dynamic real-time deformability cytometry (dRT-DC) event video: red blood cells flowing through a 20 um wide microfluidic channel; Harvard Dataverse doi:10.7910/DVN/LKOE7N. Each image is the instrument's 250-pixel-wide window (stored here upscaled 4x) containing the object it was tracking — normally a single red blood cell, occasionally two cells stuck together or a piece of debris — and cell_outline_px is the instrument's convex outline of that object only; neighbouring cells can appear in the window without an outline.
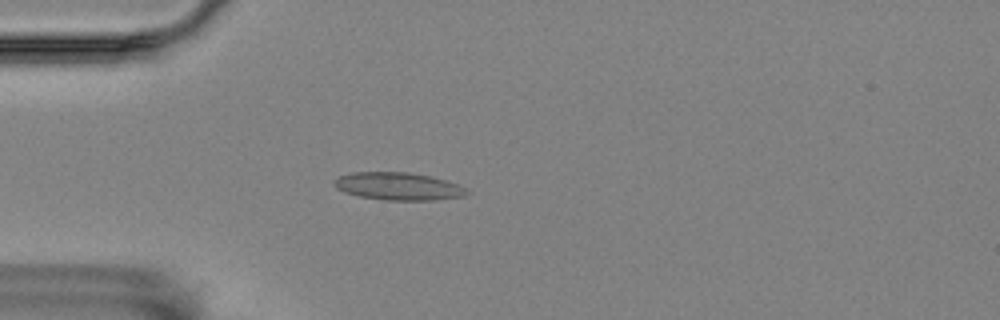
{"species": "Egyptian fruit bat (a non-hibernating species)", "species_latin": "Rousettus aegyptiacus", "temperature_condition": "room temperature", "stored_images_in_passage": 45, "camera_frame_rate_fps": 3000, "um_per_image_px": 0.085, "animal": {"sex": "female"}, "frame": {"image": 1, "passage_image": 4, "time_ms": 1.0, "image_size_px": [1000, 320], "cell_outline_px": [[472, 192], [464, 196], [436, 200], [384, 200], [360, 196], [344, 192], [336, 188], [332, 184], [332, 180], [340, 176], [352, 172], [408, 172], [428, 176], [444, 180], [456, 184]], "centroid_in_image_um": [33.82, 15.84], "position_along_channel_um": 51.2, "area_um2": 21.33}}
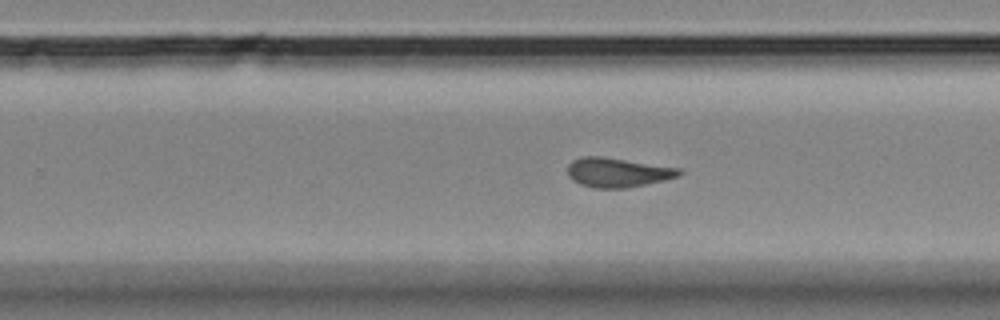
{"frame": {"image": 2, "passage_image": 24, "time_ms": 7.667, "image_size_px": [1000, 320], "cell_outline_px": [[684, 172], [680, 176], [664, 180], [628, 188], [592, 188], [580, 184], [572, 180], [568, 176], [568, 164], [572, 160], [580, 156], [600, 156], [680, 168]], "centroid_in_image_um": [52.48, 14.66], "position_along_channel_um": 277.3, "area_um2": 19.25}}
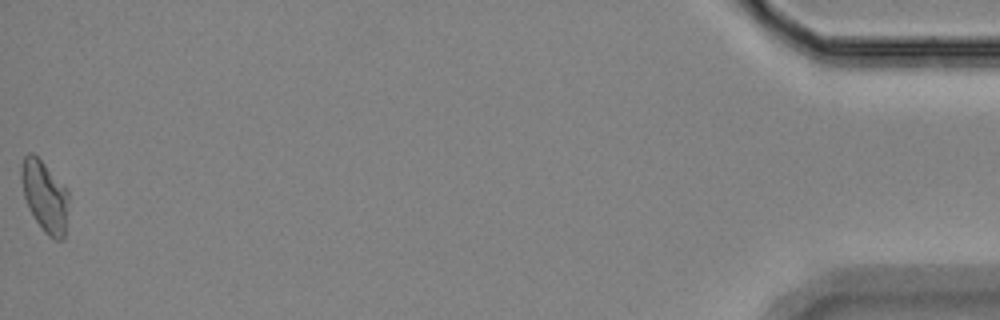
{"frame": {"image": 3, "passage_image": 45, "time_ms": 14.667, "image_size_px": [1000, 320], "cell_outline_px": [[68, 200], [64, 240], [56, 240], [48, 236], [44, 232], [28, 208], [24, 196], [20, 180], [20, 168], [24, 156], [28, 152], [32, 152], [68, 188]], "centroid_in_image_um": [3.79, 16.68], "position_along_channel_um": 431.4, "area_um2": 19.71}, "authors_computed_cell_mechanics": {"area_um2": 19.1896, "velocity_mm_per_s": 3.5375, "shape_relaxation_time_tau1_ms": null, "shape_relaxation_time_tau2_ms": 1.8054, "deformation_change_tau1": null, "deformation_change_tau2": 0.1016}}